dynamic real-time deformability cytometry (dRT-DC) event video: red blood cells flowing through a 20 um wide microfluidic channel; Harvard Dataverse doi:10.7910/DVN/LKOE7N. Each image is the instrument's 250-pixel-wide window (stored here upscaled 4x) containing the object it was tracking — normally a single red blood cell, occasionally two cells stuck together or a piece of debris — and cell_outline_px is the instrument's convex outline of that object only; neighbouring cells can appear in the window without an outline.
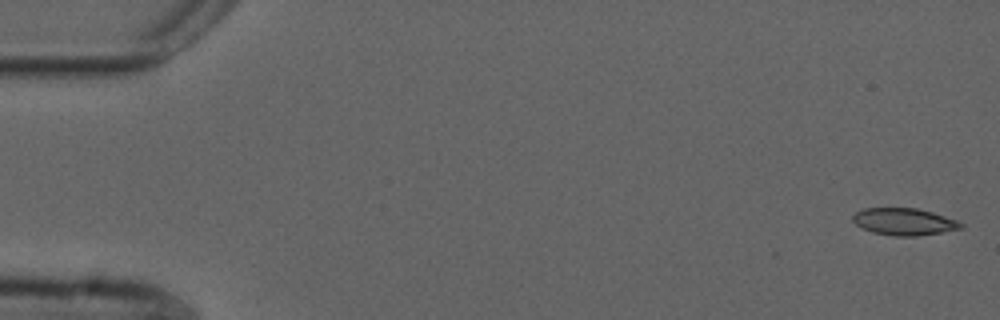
{"species": "common noctule bat (a hibernating species)", "species_latin": "Nyctalus noctula", "temperature_condition": "cold", "stored_images_in_passage": 38, "camera_frame_rate_fps": 3000, "um_per_image_px": 0.085, "animal": {"sex": "male", "forearm_length_mm": 52.5}, "frame": {"image": 1, "passage_image": 1, "time_ms": 0.0, "image_size_px": [1000, 320], "cell_outline_px": [[964, 228], [916, 236], [892, 236], [872, 232], [856, 224], [852, 220], [852, 216], [856, 212], [864, 208], [916, 208], [932, 212], [956, 220], [964, 224]], "centroid_in_image_um": [76.84, 18.84], "position_along_channel_um": 8.2, "area_um2": 16.94}}
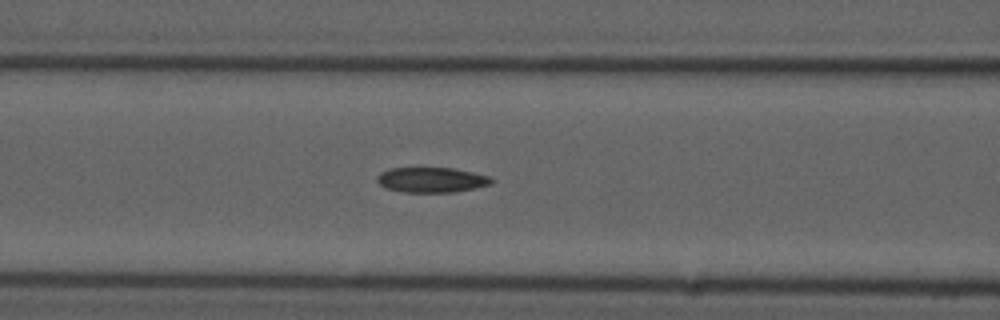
{"frame": {"image": 2, "passage_image": 22, "time_ms": 7.0, "image_size_px": [1000, 320], "cell_outline_px": [[496, 180], [492, 184], [456, 192], [404, 192], [384, 188], [376, 180], [376, 176], [380, 172], [388, 168], [452, 168], [472, 172], [488, 176]], "centroid_in_image_um": [36.66, 15.29], "position_along_channel_um": 129.9, "area_um2": 16.88}}
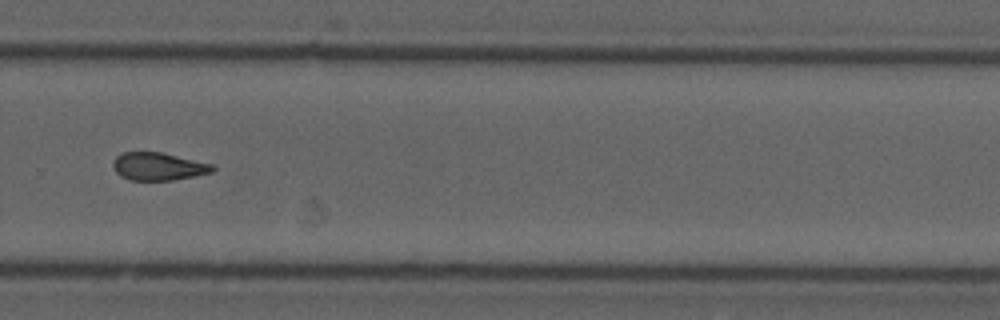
{"frame": {"image": 3, "passage_image": 37, "time_ms": 12.0, "image_size_px": [1000, 320], "cell_outline_px": [[216, 168], [212, 172], [172, 180], [132, 180], [120, 176], [116, 172], [112, 164], [116, 156], [124, 152], [160, 152], [212, 164]], "centroid_in_image_um": [13.43, 14.15], "position_along_channel_um": 316.4, "area_um2": 15.9}}